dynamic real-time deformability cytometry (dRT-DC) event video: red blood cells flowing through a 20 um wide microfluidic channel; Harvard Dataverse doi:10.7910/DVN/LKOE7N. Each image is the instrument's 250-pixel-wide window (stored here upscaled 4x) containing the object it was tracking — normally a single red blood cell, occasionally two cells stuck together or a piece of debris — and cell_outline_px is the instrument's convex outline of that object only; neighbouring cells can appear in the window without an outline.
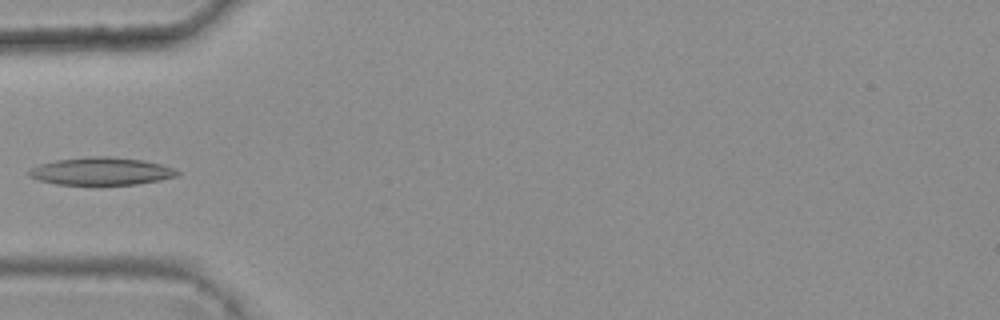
{"species": "common noctule bat (a hibernating species)", "species_latin": "Nyctalus noctula", "temperature_condition": "warm", "stored_images_in_passage": 6, "camera_frame_rate_fps": 3000, "um_per_image_px": 0.085, "animal": {"sex": "female", "body_mass_g": 25.1}, "frame": {"image": 1, "passage_image": 5, "time_ms": 1.333, "image_size_px": [1000, 320], "cell_outline_px": [[180, 172], [176, 176], [160, 180], [136, 184], [56, 184], [40, 180], [28, 176], [28, 172], [32, 168], [40, 164], [56, 160], [88, 156], [112, 156], [144, 160], [176, 168]], "centroid_in_image_um": [8.63, 14.54], "position_along_channel_um": 76.4, "area_um2": 23.81}}
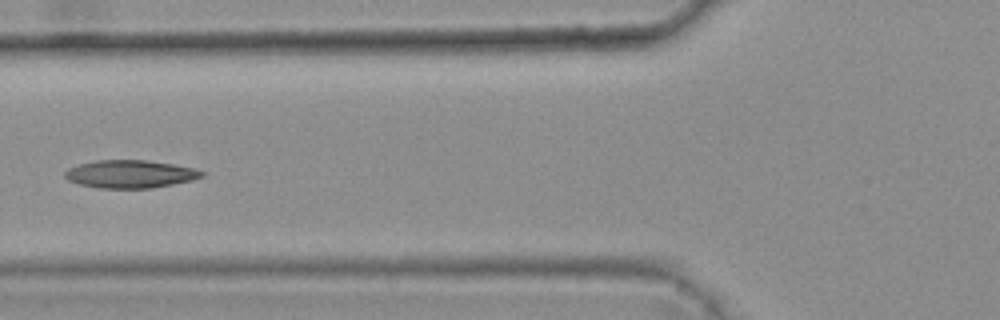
{"frame": {"image": 2, "passage_image": 6, "time_ms": 1.667, "image_size_px": [1000, 320], "cell_outline_px": [[204, 176], [192, 180], [152, 188], [100, 188], [80, 184], [68, 180], [64, 176], [64, 172], [68, 168], [80, 164], [96, 160], [148, 160], [196, 168], [204, 172]], "centroid_in_image_um": [11.08, 14.79], "position_along_channel_um": 114.7, "area_um2": 22.2}}